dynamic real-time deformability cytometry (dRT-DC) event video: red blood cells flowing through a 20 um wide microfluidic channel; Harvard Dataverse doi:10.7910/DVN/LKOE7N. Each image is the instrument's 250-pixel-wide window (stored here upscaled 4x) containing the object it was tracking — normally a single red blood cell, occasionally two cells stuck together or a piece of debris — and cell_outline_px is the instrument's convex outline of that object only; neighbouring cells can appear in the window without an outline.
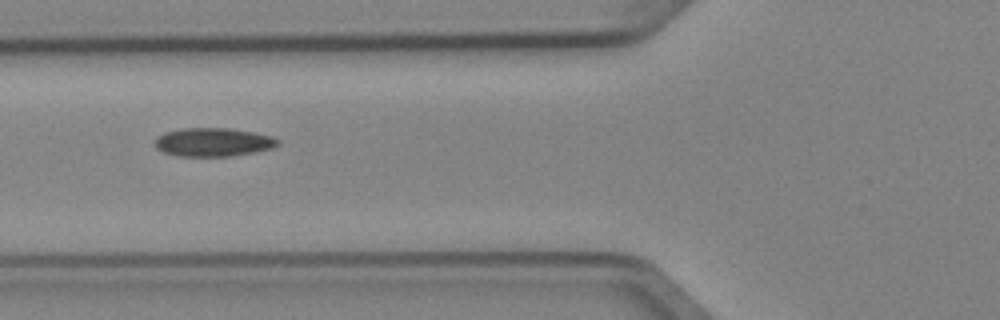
{"species": "Egyptian fruit bat (a non-hibernating species)", "species_latin": "Rousettus aegyptiacus", "temperature_condition": "cold", "stored_images_in_passage": 8, "camera_frame_rate_fps": 3000, "um_per_image_px": 0.085, "animal": {"sex": "female"}, "frame": {"image": 1, "passage_image": 5, "time_ms": 1.333, "image_size_px": [1000, 320], "cell_outline_px": [[280, 144], [272, 148], [232, 156], [180, 156], [164, 152], [156, 148], [156, 136], [164, 132], [180, 128], [228, 128], [252, 132], [272, 136], [280, 140]], "centroid_in_image_um": [18.12, 12.07], "position_along_channel_um": 107.7, "area_um2": 20.4}}